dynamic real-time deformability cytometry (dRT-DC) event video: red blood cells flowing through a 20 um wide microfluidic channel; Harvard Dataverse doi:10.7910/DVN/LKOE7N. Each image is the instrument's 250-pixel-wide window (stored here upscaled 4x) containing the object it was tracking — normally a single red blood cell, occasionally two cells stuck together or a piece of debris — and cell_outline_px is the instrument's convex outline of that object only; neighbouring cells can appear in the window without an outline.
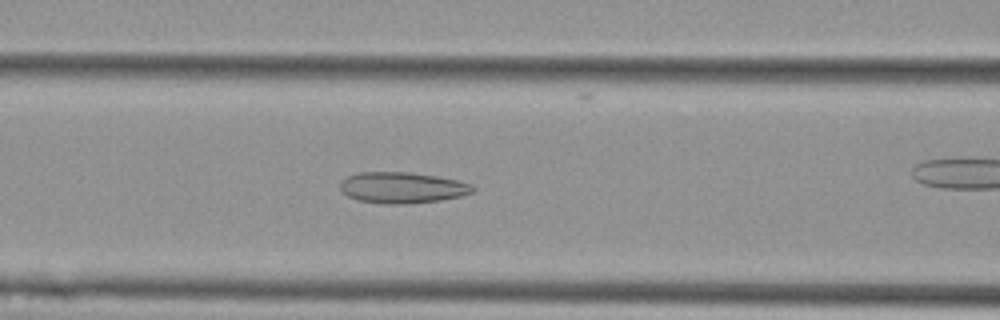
{"species": "Egyptian fruit bat (a non-hibernating species)", "species_latin": "Rousettus aegyptiacus", "temperature_condition": "cold", "stored_images_in_passage": 27, "camera_frame_rate_fps": 3000, "um_per_image_px": 0.085, "animal": {"sex": "female"}, "frame": {"image": 1, "passage_image": 7, "time_ms": 2.0, "image_size_px": [1000, 320], "cell_outline_px": [[476, 188], [472, 192], [464, 196], [440, 200], [404, 204], [380, 204], [360, 200], [348, 196], [340, 188], [340, 180], [348, 176], [360, 172], [408, 172], [436, 176], [456, 180], [472, 184]], "centroid_in_image_um": [34.2, 15.95], "position_along_channel_um": 132.4, "area_um2": 24.04}}
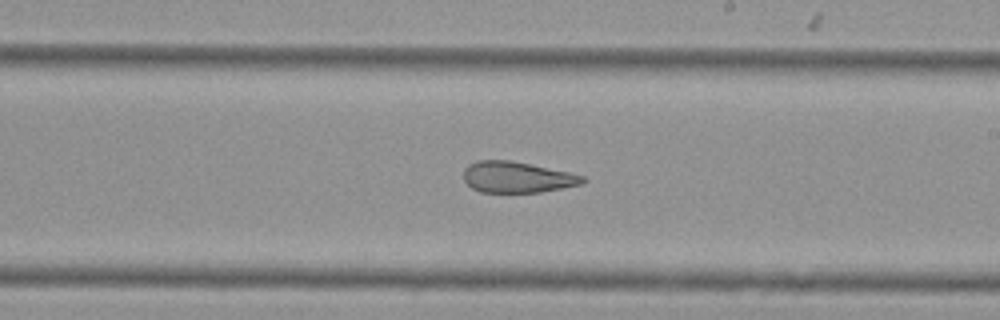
{"frame": {"image": 2, "passage_image": 16, "time_ms": 5.0, "image_size_px": [1000, 320], "cell_outline_px": [[588, 180], [584, 184], [540, 192], [480, 192], [472, 188], [464, 180], [464, 168], [468, 164], [476, 160], [512, 160], [568, 172], [584, 176]], "centroid_in_image_um": [43.96, 15.05], "position_along_channel_um": 245.0, "area_um2": 21.68}}
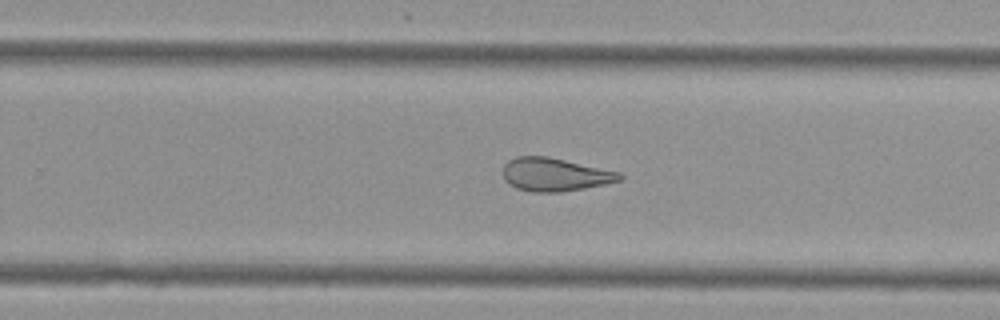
{"frame": {"image": 3, "passage_image": 19, "time_ms": 6.0, "image_size_px": [1000, 320], "cell_outline_px": [[624, 176], [620, 180], [604, 184], [584, 188], [560, 192], [532, 192], [516, 188], [508, 184], [504, 180], [504, 164], [508, 160], [516, 156], [548, 156], [620, 172]], "centroid_in_image_um": [47.14, 14.83], "position_along_channel_um": 282.7, "area_um2": 22.6}}